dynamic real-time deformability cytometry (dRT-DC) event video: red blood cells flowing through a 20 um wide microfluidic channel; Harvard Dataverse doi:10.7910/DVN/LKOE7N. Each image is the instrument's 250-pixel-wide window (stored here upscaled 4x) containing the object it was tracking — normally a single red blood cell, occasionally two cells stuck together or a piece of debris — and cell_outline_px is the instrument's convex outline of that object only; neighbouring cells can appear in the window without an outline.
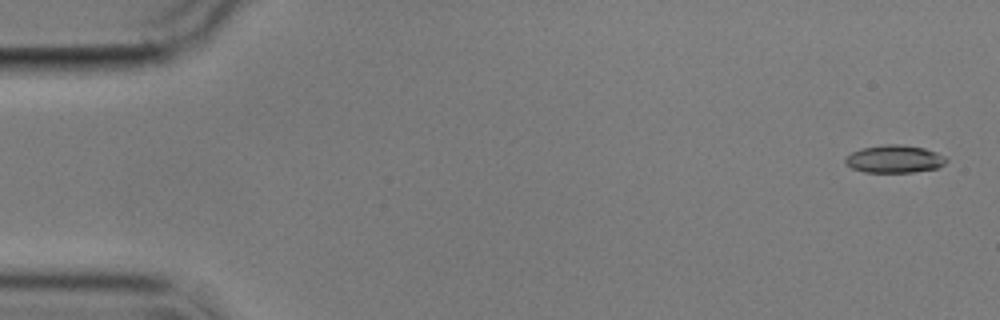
{"species": "common noctule bat (a hibernating species)", "species_latin": "Nyctalus noctula", "temperature_condition": "cold", "stored_images_in_passage": 4, "camera_frame_rate_fps": 3000, "um_per_image_px": 0.085, "animal": {"sex": "male", "body_mass_g": 17.9}, "frame": {"image": 1, "passage_image": 1, "time_ms": 0.0, "image_size_px": [1000, 320], "cell_outline_px": [[948, 160], [944, 164], [936, 168], [912, 172], [864, 172], [852, 168], [844, 164], [844, 156], [860, 148], [884, 144], [900, 144], [924, 148], [936, 152], [944, 156]], "centroid_in_image_um": [75.97, 13.51], "position_along_channel_um": 9.0, "area_um2": 16.42}}
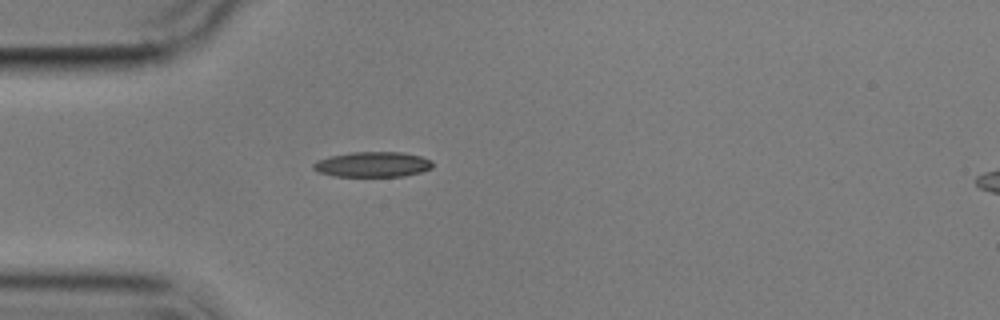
{"frame": {"image": 2, "passage_image": 4, "time_ms": 4.667, "image_size_px": [1000, 320], "cell_outline_px": [[432, 168], [420, 172], [404, 176], [332, 176], [316, 172], [312, 168], [312, 164], [316, 160], [332, 156], [352, 152], [404, 152], [420, 156], [432, 160]], "centroid_in_image_um": [31.65, 13.97], "position_along_channel_um": 53.4, "area_um2": 17.63}}